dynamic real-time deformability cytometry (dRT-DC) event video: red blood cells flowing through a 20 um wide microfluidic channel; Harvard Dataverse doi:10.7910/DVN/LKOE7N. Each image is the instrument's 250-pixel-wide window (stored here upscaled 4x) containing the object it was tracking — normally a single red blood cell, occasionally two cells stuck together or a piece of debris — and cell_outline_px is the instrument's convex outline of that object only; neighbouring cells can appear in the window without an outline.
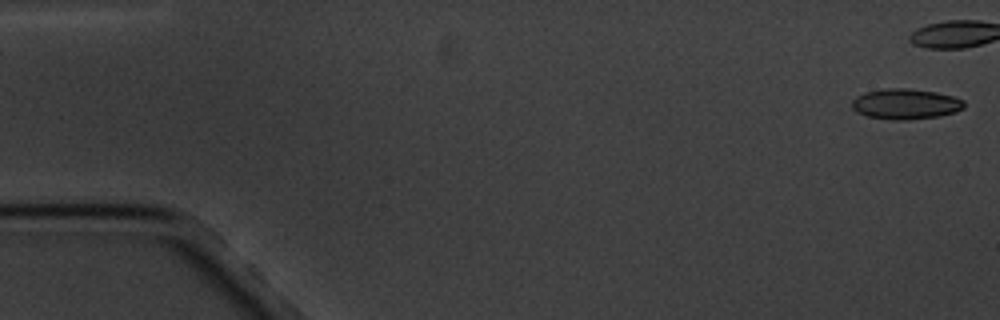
{"species": "common noctule bat (a hibernating species)", "species_latin": "Nyctalus noctula", "temperature_condition": "cold", "stored_images_in_passage": 6, "camera_frame_rate_fps": 3000, "um_per_image_px": 0.085, "animal": {"sex": "male", "body_mass_g": 20.1, "forearm_length_mm": 53.5}, "frame": {"image": 1, "passage_image": 1, "time_ms": 0.0, "image_size_px": [1000, 320], "cell_outline_px": [[964, 108], [956, 112], [940, 116], [904, 120], [892, 120], [868, 116], [856, 112], [852, 108], [852, 100], [856, 96], [864, 92], [884, 88], [908, 88], [936, 92], [952, 96], [964, 100]], "centroid_in_image_um": [76.96, 8.83], "position_along_channel_um": 8.0, "area_um2": 20.06}}
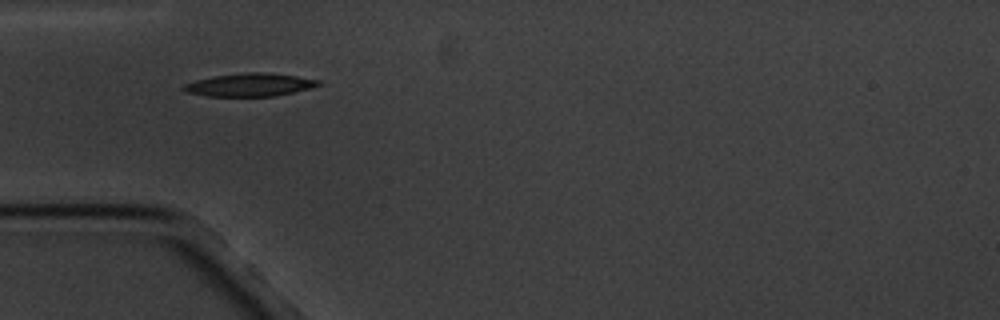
{"frame": {"image": 2, "passage_image": 5, "time_ms": 6.333, "image_size_px": [1000, 320], "cell_outline_px": [[320, 84], [308, 88], [276, 96], [208, 96], [188, 92], [180, 88], [184, 84], [196, 80], [212, 76], [244, 72], [264, 72], [296, 76], [320, 80]], "centroid_in_image_um": [21.19, 7.2], "position_along_channel_um": 63.8, "area_um2": 17.92}}
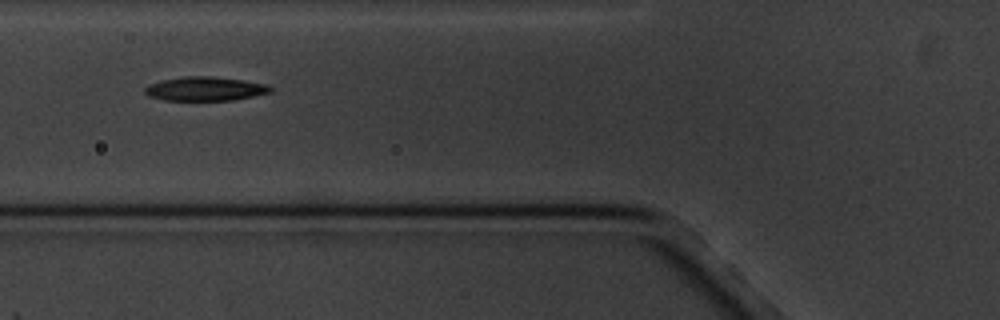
{"frame": {"image": 3, "passage_image": 6, "time_ms": 7.667, "image_size_px": [1000, 320], "cell_outline_px": [[276, 88], [272, 92], [232, 100], [164, 100], [148, 96], [144, 92], [144, 88], [148, 84], [164, 80], [184, 76], [212, 76], [244, 80], [264, 84]], "centroid_in_image_um": [17.44, 7.54], "position_along_channel_um": 108.4, "area_um2": 17.57}}